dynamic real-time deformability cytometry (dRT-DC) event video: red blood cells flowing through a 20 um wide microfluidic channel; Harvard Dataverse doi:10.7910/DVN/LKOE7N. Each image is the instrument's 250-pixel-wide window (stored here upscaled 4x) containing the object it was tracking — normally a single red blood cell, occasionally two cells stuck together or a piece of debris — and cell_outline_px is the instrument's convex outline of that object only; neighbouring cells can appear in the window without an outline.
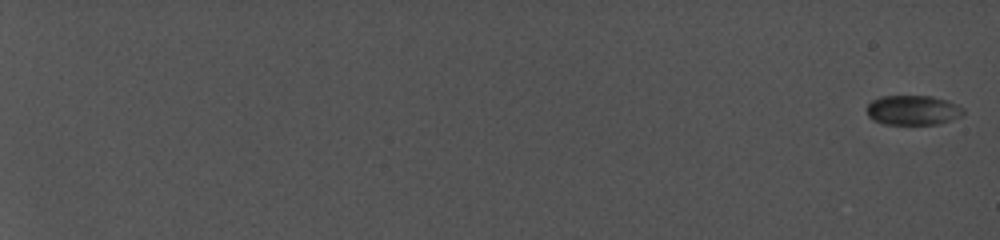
{"species": "common noctule bat (a hibernating species)", "species_latin": "Nyctalus noctula", "temperature_condition": "cold", "stored_images_in_passage": 12, "camera_frame_rate_fps": 5000, "um_per_image_px": 0.085, "animal": {"sex": "female", "body_mass_g": 19.0, "forearm_length_mm": 56.7}, "frame": {"image": 1, "passage_image": 1, "time_ms": 0.0, "image_size_px": [1000, 240], "cell_outline_px": [[964, 112], [960, 116], [936, 124], [884, 124], [872, 120], [868, 116], [868, 104], [872, 100], [880, 96], [932, 96], [956, 104], [964, 108]], "centroid_in_image_um": [77.56, 9.36], "position_along_channel_um": 7.4, "area_um2": 16.53}}
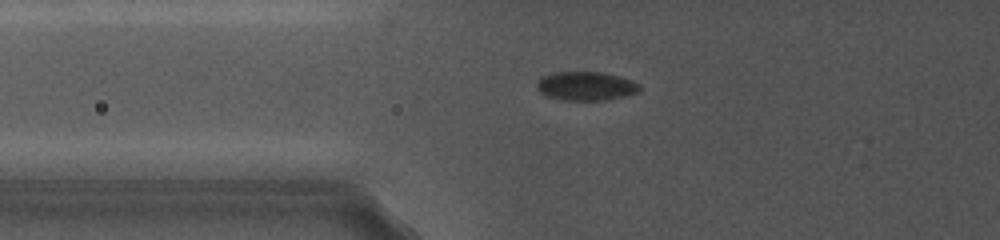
{"frame": {"image": 2, "passage_image": 10, "time_ms": 9.4, "image_size_px": [1000, 240], "cell_outline_px": [[640, 92], [624, 96], [604, 100], [564, 100], [548, 96], [540, 92], [536, 88], [536, 80], [544, 76], [556, 72], [604, 72], [620, 76], [632, 80], [640, 84]], "centroid_in_image_um": [49.82, 7.31], "position_along_channel_um": 76.0, "area_um2": 17.34}}
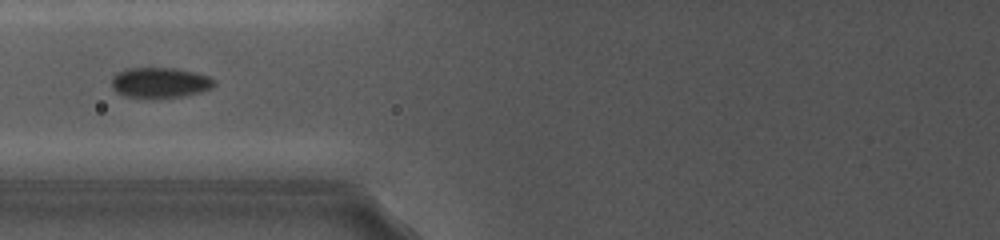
{"frame": {"image": 3, "passage_image": 11, "time_ms": 10.6, "image_size_px": [1000, 240], "cell_outline_px": [[216, 84], [212, 88], [200, 92], [184, 96], [152, 100], [124, 96], [116, 92], [112, 88], [112, 76], [116, 72], [128, 68], [176, 68], [208, 76], [216, 80]], "centroid_in_image_um": [13.57, 7.05], "position_along_channel_um": 112.2, "area_um2": 18.73}}